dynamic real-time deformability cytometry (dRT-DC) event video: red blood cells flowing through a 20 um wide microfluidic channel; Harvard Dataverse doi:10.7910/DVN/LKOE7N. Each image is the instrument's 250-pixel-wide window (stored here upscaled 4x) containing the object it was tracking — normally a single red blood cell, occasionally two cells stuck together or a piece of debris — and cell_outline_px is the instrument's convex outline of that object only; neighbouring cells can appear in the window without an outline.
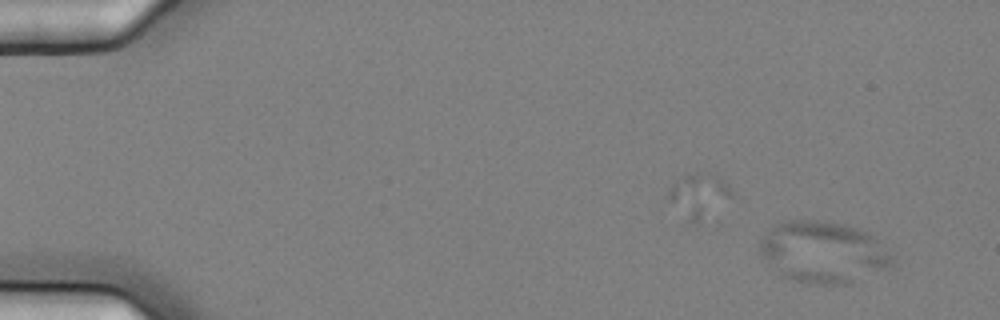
{"species": "common noctule bat (a hibernating species)", "species_latin": "Nyctalus noctula", "temperature_condition": "cold", "stored_images_in_passage": 6, "segment_of_instrument_passage": [1, 2], "camera_frame_rate_fps": 3000, "um_per_image_px": 0.085, "animal": {"sex": "female", "body_mass_g": 25.1}, "frame": {"image": 1, "passage_image": 2, "time_ms": 0.333, "image_size_px": [1000, 320], "cell_outline_px": [[892, 264], [888, 268], [852, 284], [808, 284], [792, 280], [780, 276], [756, 252], [760, 240], [768, 228], [776, 224], [788, 220], [824, 220], [844, 224], [860, 228], [868, 232], [892, 256]], "centroid_in_image_um": [69.9, 21.44], "position_along_channel_um": 15.1, "area_um2": 48.26}}